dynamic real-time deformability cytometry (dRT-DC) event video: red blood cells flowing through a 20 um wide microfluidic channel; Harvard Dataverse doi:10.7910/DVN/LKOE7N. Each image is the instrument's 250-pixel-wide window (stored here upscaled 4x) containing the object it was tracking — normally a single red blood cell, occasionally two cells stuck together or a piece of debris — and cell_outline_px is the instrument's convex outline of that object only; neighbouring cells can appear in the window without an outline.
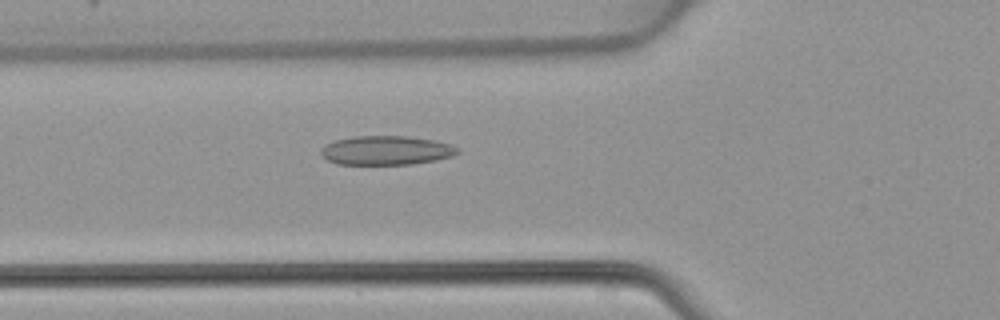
{"species": "common noctule bat (a hibernating species)", "species_latin": "Nyctalus noctula", "temperature_condition": "warm", "stored_images_in_passage": 33, "camera_frame_rate_fps": 3000, "um_per_image_px": 0.085, "animal": {"sex": "female", "body_mass_g": 22.7, "forearm_length_mm": 54.2}, "frame": {"image": 1, "passage_image": 7, "time_ms": 2.0, "image_size_px": [1000, 320], "cell_outline_px": [[460, 152], [452, 156], [436, 160], [412, 164], [336, 164], [328, 160], [320, 152], [320, 148], [336, 140], [356, 136], [408, 136], [432, 140], [448, 144], [460, 148]], "centroid_in_image_um": [32.85, 12.78], "position_along_channel_um": 93.0, "area_um2": 23.0}}
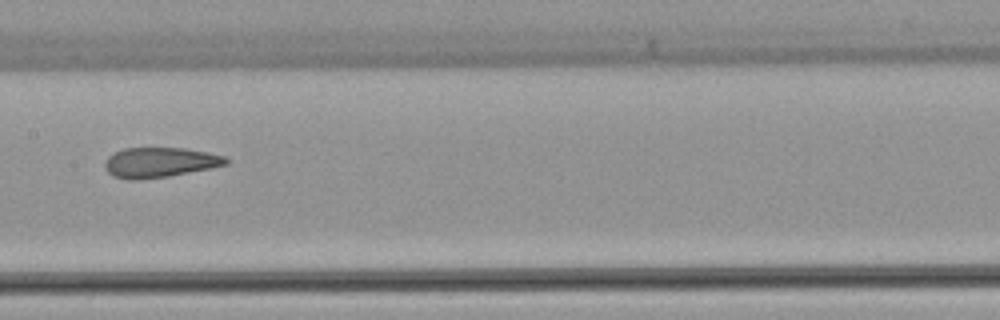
{"frame": {"image": 2, "passage_image": 14, "time_ms": 4.333, "image_size_px": [1000, 320], "cell_outline_px": [[228, 164], [212, 168], [168, 176], [132, 180], [128, 180], [112, 176], [104, 168], [104, 160], [112, 152], [124, 148], [184, 148], [208, 152], [224, 156], [228, 160]], "centroid_in_image_um": [13.54, 13.8], "position_along_channel_um": 193.9, "area_um2": 21.33}}
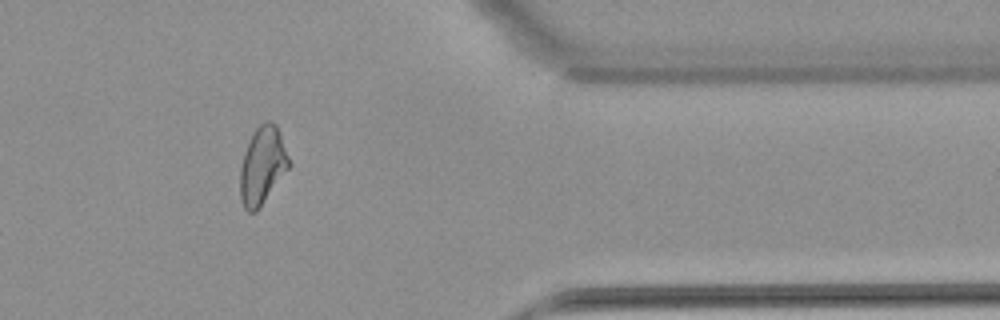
{"frame": {"image": 3, "passage_image": 29, "time_ms": 9.333, "image_size_px": [1000, 320], "cell_outline_px": [[292, 164], [256, 212], [248, 212], [244, 208], [240, 196], [240, 168], [244, 152], [252, 132], [264, 120], [272, 120], [276, 124]], "centroid_in_image_um": [22.31, 14.04], "position_along_channel_um": 389.1, "area_um2": 22.2}}